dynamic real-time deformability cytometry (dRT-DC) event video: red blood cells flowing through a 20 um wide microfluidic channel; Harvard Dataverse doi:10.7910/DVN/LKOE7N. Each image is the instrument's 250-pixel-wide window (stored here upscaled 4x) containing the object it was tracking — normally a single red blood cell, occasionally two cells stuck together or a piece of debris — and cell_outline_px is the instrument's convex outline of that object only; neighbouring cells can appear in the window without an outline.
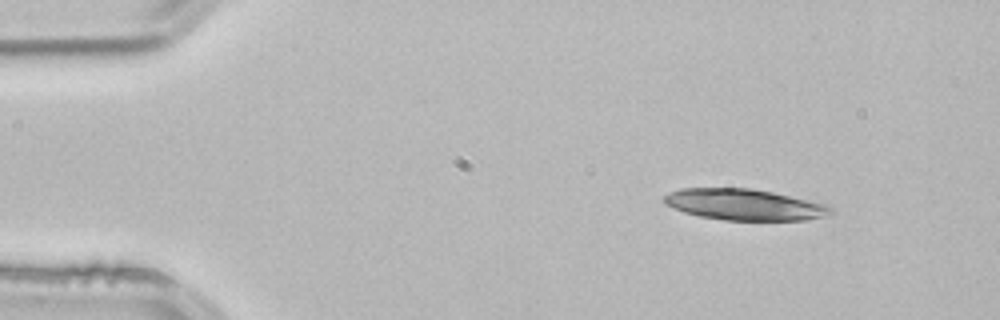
{"species": "common noctule bat (a hibernating species)", "species_latin": "Nyctalus noctula", "temperature_condition": "room temperature", "stored_images_in_passage": 3, "camera_frame_rate_fps": 3000, "um_per_image_px": 0.085, "animal": {"sex": "male", "body_mass_g": 21.5, "forearm_length_mm": 52.0}, "frame": {"image": 1, "passage_image": 1, "time_ms": 0.0, "image_size_px": [1000, 320], "cell_outline_px": [[832, 212], [808, 220], [724, 220], [700, 216], [684, 212], [672, 208], [664, 204], [664, 196], [668, 192], [680, 188], [748, 188], [772, 192], [828, 204], [832, 208]], "centroid_in_image_um": [63.22, 17.38], "position_along_channel_um": 21.8, "area_um2": 30.17}}